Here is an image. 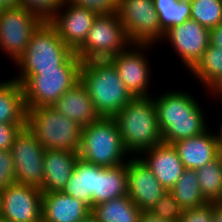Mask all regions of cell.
<instances>
[{
    "label": "cell",
    "mask_w": 222,
    "mask_h": 222,
    "mask_svg": "<svg viewBox=\"0 0 222 222\" xmlns=\"http://www.w3.org/2000/svg\"><path fill=\"white\" fill-rule=\"evenodd\" d=\"M152 93L163 143L173 144L181 139L192 138L212 126L203 105L189 91L169 89L155 96Z\"/></svg>",
    "instance_id": "6da1fadb"
},
{
    "label": "cell",
    "mask_w": 222,
    "mask_h": 222,
    "mask_svg": "<svg viewBox=\"0 0 222 222\" xmlns=\"http://www.w3.org/2000/svg\"><path fill=\"white\" fill-rule=\"evenodd\" d=\"M82 61L60 38L49 22L33 33L22 56L13 65L18 74H38L49 70H80Z\"/></svg>",
    "instance_id": "7a4b0ae2"
},
{
    "label": "cell",
    "mask_w": 222,
    "mask_h": 222,
    "mask_svg": "<svg viewBox=\"0 0 222 222\" xmlns=\"http://www.w3.org/2000/svg\"><path fill=\"white\" fill-rule=\"evenodd\" d=\"M114 118L124 147L131 156H139L163 142L153 95L133 97Z\"/></svg>",
    "instance_id": "3957f363"
},
{
    "label": "cell",
    "mask_w": 222,
    "mask_h": 222,
    "mask_svg": "<svg viewBox=\"0 0 222 222\" xmlns=\"http://www.w3.org/2000/svg\"><path fill=\"white\" fill-rule=\"evenodd\" d=\"M80 81L100 117H114L133 98L109 59L82 62Z\"/></svg>",
    "instance_id": "277c9868"
},
{
    "label": "cell",
    "mask_w": 222,
    "mask_h": 222,
    "mask_svg": "<svg viewBox=\"0 0 222 222\" xmlns=\"http://www.w3.org/2000/svg\"><path fill=\"white\" fill-rule=\"evenodd\" d=\"M78 154L82 160L101 167L119 166L131 156L114 117H100L83 127Z\"/></svg>",
    "instance_id": "5b68a950"
},
{
    "label": "cell",
    "mask_w": 222,
    "mask_h": 222,
    "mask_svg": "<svg viewBox=\"0 0 222 222\" xmlns=\"http://www.w3.org/2000/svg\"><path fill=\"white\" fill-rule=\"evenodd\" d=\"M26 127L45 150L79 153L83 126L53 106L27 108Z\"/></svg>",
    "instance_id": "8992f818"
},
{
    "label": "cell",
    "mask_w": 222,
    "mask_h": 222,
    "mask_svg": "<svg viewBox=\"0 0 222 222\" xmlns=\"http://www.w3.org/2000/svg\"><path fill=\"white\" fill-rule=\"evenodd\" d=\"M131 44L116 12L98 14L84 43L75 54L82 62L107 60L126 50Z\"/></svg>",
    "instance_id": "52a82bcc"
},
{
    "label": "cell",
    "mask_w": 222,
    "mask_h": 222,
    "mask_svg": "<svg viewBox=\"0 0 222 222\" xmlns=\"http://www.w3.org/2000/svg\"><path fill=\"white\" fill-rule=\"evenodd\" d=\"M13 78L22 85L26 108L53 106L80 81V70H49L38 74H17Z\"/></svg>",
    "instance_id": "ba28073f"
},
{
    "label": "cell",
    "mask_w": 222,
    "mask_h": 222,
    "mask_svg": "<svg viewBox=\"0 0 222 222\" xmlns=\"http://www.w3.org/2000/svg\"><path fill=\"white\" fill-rule=\"evenodd\" d=\"M119 22L132 44H159L164 37L153 0H119Z\"/></svg>",
    "instance_id": "9c48e42d"
},
{
    "label": "cell",
    "mask_w": 222,
    "mask_h": 222,
    "mask_svg": "<svg viewBox=\"0 0 222 222\" xmlns=\"http://www.w3.org/2000/svg\"><path fill=\"white\" fill-rule=\"evenodd\" d=\"M43 21L23 6L0 9V52L15 64Z\"/></svg>",
    "instance_id": "30bf717a"
},
{
    "label": "cell",
    "mask_w": 222,
    "mask_h": 222,
    "mask_svg": "<svg viewBox=\"0 0 222 222\" xmlns=\"http://www.w3.org/2000/svg\"><path fill=\"white\" fill-rule=\"evenodd\" d=\"M155 46L153 44H131L126 50L109 59L133 97L153 95L150 89L153 70H151L152 64L147 55L151 52L150 48H155Z\"/></svg>",
    "instance_id": "8fae6325"
},
{
    "label": "cell",
    "mask_w": 222,
    "mask_h": 222,
    "mask_svg": "<svg viewBox=\"0 0 222 222\" xmlns=\"http://www.w3.org/2000/svg\"><path fill=\"white\" fill-rule=\"evenodd\" d=\"M10 152L15 182L41 189L44 181L45 149L27 127H23L16 135Z\"/></svg>",
    "instance_id": "7c38bea8"
},
{
    "label": "cell",
    "mask_w": 222,
    "mask_h": 222,
    "mask_svg": "<svg viewBox=\"0 0 222 222\" xmlns=\"http://www.w3.org/2000/svg\"><path fill=\"white\" fill-rule=\"evenodd\" d=\"M164 42L174 50L173 54L176 53L182 67L189 72L210 45V30L195 20L189 19L164 32V37L159 44Z\"/></svg>",
    "instance_id": "4fadbf2b"
},
{
    "label": "cell",
    "mask_w": 222,
    "mask_h": 222,
    "mask_svg": "<svg viewBox=\"0 0 222 222\" xmlns=\"http://www.w3.org/2000/svg\"><path fill=\"white\" fill-rule=\"evenodd\" d=\"M1 218L11 222H42V192L14 182L0 193Z\"/></svg>",
    "instance_id": "5bb4252c"
},
{
    "label": "cell",
    "mask_w": 222,
    "mask_h": 222,
    "mask_svg": "<svg viewBox=\"0 0 222 222\" xmlns=\"http://www.w3.org/2000/svg\"><path fill=\"white\" fill-rule=\"evenodd\" d=\"M128 197L142 211H149L166 193V189L139 156L127 161Z\"/></svg>",
    "instance_id": "9a60e30c"
},
{
    "label": "cell",
    "mask_w": 222,
    "mask_h": 222,
    "mask_svg": "<svg viewBox=\"0 0 222 222\" xmlns=\"http://www.w3.org/2000/svg\"><path fill=\"white\" fill-rule=\"evenodd\" d=\"M97 15L84 7L63 2L49 23L64 43L75 52L84 43Z\"/></svg>",
    "instance_id": "2e32d148"
},
{
    "label": "cell",
    "mask_w": 222,
    "mask_h": 222,
    "mask_svg": "<svg viewBox=\"0 0 222 222\" xmlns=\"http://www.w3.org/2000/svg\"><path fill=\"white\" fill-rule=\"evenodd\" d=\"M139 157L167 191L175 186L185 169L172 144L162 142L143 151Z\"/></svg>",
    "instance_id": "e0dca14e"
},
{
    "label": "cell",
    "mask_w": 222,
    "mask_h": 222,
    "mask_svg": "<svg viewBox=\"0 0 222 222\" xmlns=\"http://www.w3.org/2000/svg\"><path fill=\"white\" fill-rule=\"evenodd\" d=\"M185 169H199L218 157L215 131L210 127L200 135L176 141L172 144Z\"/></svg>",
    "instance_id": "ac0fdd59"
},
{
    "label": "cell",
    "mask_w": 222,
    "mask_h": 222,
    "mask_svg": "<svg viewBox=\"0 0 222 222\" xmlns=\"http://www.w3.org/2000/svg\"><path fill=\"white\" fill-rule=\"evenodd\" d=\"M42 222H80L91 208L63 191L42 193Z\"/></svg>",
    "instance_id": "d6986e66"
},
{
    "label": "cell",
    "mask_w": 222,
    "mask_h": 222,
    "mask_svg": "<svg viewBox=\"0 0 222 222\" xmlns=\"http://www.w3.org/2000/svg\"><path fill=\"white\" fill-rule=\"evenodd\" d=\"M61 114L78 122L81 126H87L100 118L89 97L86 87L81 81L67 90L53 105Z\"/></svg>",
    "instance_id": "ffe728a7"
},
{
    "label": "cell",
    "mask_w": 222,
    "mask_h": 222,
    "mask_svg": "<svg viewBox=\"0 0 222 222\" xmlns=\"http://www.w3.org/2000/svg\"><path fill=\"white\" fill-rule=\"evenodd\" d=\"M42 193L62 191L73 173L79 154L64 150H45Z\"/></svg>",
    "instance_id": "44dd1931"
},
{
    "label": "cell",
    "mask_w": 222,
    "mask_h": 222,
    "mask_svg": "<svg viewBox=\"0 0 222 222\" xmlns=\"http://www.w3.org/2000/svg\"><path fill=\"white\" fill-rule=\"evenodd\" d=\"M62 191L83 201L91 209L96 206V165L79 157Z\"/></svg>",
    "instance_id": "7402d4cb"
},
{
    "label": "cell",
    "mask_w": 222,
    "mask_h": 222,
    "mask_svg": "<svg viewBox=\"0 0 222 222\" xmlns=\"http://www.w3.org/2000/svg\"><path fill=\"white\" fill-rule=\"evenodd\" d=\"M23 88L13 77L0 81V123L26 124Z\"/></svg>",
    "instance_id": "603a6c76"
},
{
    "label": "cell",
    "mask_w": 222,
    "mask_h": 222,
    "mask_svg": "<svg viewBox=\"0 0 222 222\" xmlns=\"http://www.w3.org/2000/svg\"><path fill=\"white\" fill-rule=\"evenodd\" d=\"M127 194V162L115 167L96 165V205Z\"/></svg>",
    "instance_id": "cb8c5ba5"
},
{
    "label": "cell",
    "mask_w": 222,
    "mask_h": 222,
    "mask_svg": "<svg viewBox=\"0 0 222 222\" xmlns=\"http://www.w3.org/2000/svg\"><path fill=\"white\" fill-rule=\"evenodd\" d=\"M187 73L208 93L222 79V48L209 45L198 63Z\"/></svg>",
    "instance_id": "d4e9b609"
},
{
    "label": "cell",
    "mask_w": 222,
    "mask_h": 222,
    "mask_svg": "<svg viewBox=\"0 0 222 222\" xmlns=\"http://www.w3.org/2000/svg\"><path fill=\"white\" fill-rule=\"evenodd\" d=\"M142 212L128 195L98 204L91 209L98 222H139Z\"/></svg>",
    "instance_id": "484cf974"
},
{
    "label": "cell",
    "mask_w": 222,
    "mask_h": 222,
    "mask_svg": "<svg viewBox=\"0 0 222 222\" xmlns=\"http://www.w3.org/2000/svg\"><path fill=\"white\" fill-rule=\"evenodd\" d=\"M170 192L183 209L199 207L208 202L201 192L195 169H184Z\"/></svg>",
    "instance_id": "4316f807"
},
{
    "label": "cell",
    "mask_w": 222,
    "mask_h": 222,
    "mask_svg": "<svg viewBox=\"0 0 222 222\" xmlns=\"http://www.w3.org/2000/svg\"><path fill=\"white\" fill-rule=\"evenodd\" d=\"M153 3L163 32L191 19L189 0H153Z\"/></svg>",
    "instance_id": "83f0119b"
},
{
    "label": "cell",
    "mask_w": 222,
    "mask_h": 222,
    "mask_svg": "<svg viewBox=\"0 0 222 222\" xmlns=\"http://www.w3.org/2000/svg\"><path fill=\"white\" fill-rule=\"evenodd\" d=\"M201 192L208 202H222V165L217 157L196 170Z\"/></svg>",
    "instance_id": "f1b7e54d"
},
{
    "label": "cell",
    "mask_w": 222,
    "mask_h": 222,
    "mask_svg": "<svg viewBox=\"0 0 222 222\" xmlns=\"http://www.w3.org/2000/svg\"><path fill=\"white\" fill-rule=\"evenodd\" d=\"M191 19L208 28L222 22V0H189Z\"/></svg>",
    "instance_id": "f546056e"
},
{
    "label": "cell",
    "mask_w": 222,
    "mask_h": 222,
    "mask_svg": "<svg viewBox=\"0 0 222 222\" xmlns=\"http://www.w3.org/2000/svg\"><path fill=\"white\" fill-rule=\"evenodd\" d=\"M63 0H17V5L23 6L43 22H49L61 8Z\"/></svg>",
    "instance_id": "4dcf8cb0"
},
{
    "label": "cell",
    "mask_w": 222,
    "mask_h": 222,
    "mask_svg": "<svg viewBox=\"0 0 222 222\" xmlns=\"http://www.w3.org/2000/svg\"><path fill=\"white\" fill-rule=\"evenodd\" d=\"M149 212L166 221L179 222L183 208L175 200L173 194L170 191H166L159 201L151 207Z\"/></svg>",
    "instance_id": "1f68e13d"
},
{
    "label": "cell",
    "mask_w": 222,
    "mask_h": 222,
    "mask_svg": "<svg viewBox=\"0 0 222 222\" xmlns=\"http://www.w3.org/2000/svg\"><path fill=\"white\" fill-rule=\"evenodd\" d=\"M15 182V170L10 150H0V193Z\"/></svg>",
    "instance_id": "d6a6232c"
},
{
    "label": "cell",
    "mask_w": 222,
    "mask_h": 222,
    "mask_svg": "<svg viewBox=\"0 0 222 222\" xmlns=\"http://www.w3.org/2000/svg\"><path fill=\"white\" fill-rule=\"evenodd\" d=\"M119 0H63L65 3L84 7L97 14H110L116 12Z\"/></svg>",
    "instance_id": "836d02e7"
},
{
    "label": "cell",
    "mask_w": 222,
    "mask_h": 222,
    "mask_svg": "<svg viewBox=\"0 0 222 222\" xmlns=\"http://www.w3.org/2000/svg\"><path fill=\"white\" fill-rule=\"evenodd\" d=\"M207 202L202 206L183 209L179 222H213L212 204Z\"/></svg>",
    "instance_id": "e575fe53"
},
{
    "label": "cell",
    "mask_w": 222,
    "mask_h": 222,
    "mask_svg": "<svg viewBox=\"0 0 222 222\" xmlns=\"http://www.w3.org/2000/svg\"><path fill=\"white\" fill-rule=\"evenodd\" d=\"M26 124L0 123V150H10L16 135Z\"/></svg>",
    "instance_id": "d590c367"
},
{
    "label": "cell",
    "mask_w": 222,
    "mask_h": 222,
    "mask_svg": "<svg viewBox=\"0 0 222 222\" xmlns=\"http://www.w3.org/2000/svg\"><path fill=\"white\" fill-rule=\"evenodd\" d=\"M210 45L222 48V22L210 29Z\"/></svg>",
    "instance_id": "8d00e7d4"
},
{
    "label": "cell",
    "mask_w": 222,
    "mask_h": 222,
    "mask_svg": "<svg viewBox=\"0 0 222 222\" xmlns=\"http://www.w3.org/2000/svg\"><path fill=\"white\" fill-rule=\"evenodd\" d=\"M139 222H169L149 211H143Z\"/></svg>",
    "instance_id": "74e56055"
},
{
    "label": "cell",
    "mask_w": 222,
    "mask_h": 222,
    "mask_svg": "<svg viewBox=\"0 0 222 222\" xmlns=\"http://www.w3.org/2000/svg\"><path fill=\"white\" fill-rule=\"evenodd\" d=\"M208 94L211 95L210 98L215 97L219 102L222 101V79L208 91Z\"/></svg>",
    "instance_id": "f35d334b"
},
{
    "label": "cell",
    "mask_w": 222,
    "mask_h": 222,
    "mask_svg": "<svg viewBox=\"0 0 222 222\" xmlns=\"http://www.w3.org/2000/svg\"><path fill=\"white\" fill-rule=\"evenodd\" d=\"M212 221L222 222V203L221 202L212 204Z\"/></svg>",
    "instance_id": "ab89813d"
},
{
    "label": "cell",
    "mask_w": 222,
    "mask_h": 222,
    "mask_svg": "<svg viewBox=\"0 0 222 222\" xmlns=\"http://www.w3.org/2000/svg\"><path fill=\"white\" fill-rule=\"evenodd\" d=\"M219 129L215 131L217 137L218 150H222V120L219 122ZM217 132V133H216Z\"/></svg>",
    "instance_id": "60d3db41"
},
{
    "label": "cell",
    "mask_w": 222,
    "mask_h": 222,
    "mask_svg": "<svg viewBox=\"0 0 222 222\" xmlns=\"http://www.w3.org/2000/svg\"><path fill=\"white\" fill-rule=\"evenodd\" d=\"M17 5V0H0V9Z\"/></svg>",
    "instance_id": "b9f144b4"
},
{
    "label": "cell",
    "mask_w": 222,
    "mask_h": 222,
    "mask_svg": "<svg viewBox=\"0 0 222 222\" xmlns=\"http://www.w3.org/2000/svg\"><path fill=\"white\" fill-rule=\"evenodd\" d=\"M80 222H98L97 218L90 212L85 218Z\"/></svg>",
    "instance_id": "7bdbcfd3"
},
{
    "label": "cell",
    "mask_w": 222,
    "mask_h": 222,
    "mask_svg": "<svg viewBox=\"0 0 222 222\" xmlns=\"http://www.w3.org/2000/svg\"><path fill=\"white\" fill-rule=\"evenodd\" d=\"M218 158L220 159L222 165V150H218Z\"/></svg>",
    "instance_id": "ee69618b"
},
{
    "label": "cell",
    "mask_w": 222,
    "mask_h": 222,
    "mask_svg": "<svg viewBox=\"0 0 222 222\" xmlns=\"http://www.w3.org/2000/svg\"><path fill=\"white\" fill-rule=\"evenodd\" d=\"M0 222H11V221H7L5 219L0 218Z\"/></svg>",
    "instance_id": "f6af8a7d"
}]
</instances>
